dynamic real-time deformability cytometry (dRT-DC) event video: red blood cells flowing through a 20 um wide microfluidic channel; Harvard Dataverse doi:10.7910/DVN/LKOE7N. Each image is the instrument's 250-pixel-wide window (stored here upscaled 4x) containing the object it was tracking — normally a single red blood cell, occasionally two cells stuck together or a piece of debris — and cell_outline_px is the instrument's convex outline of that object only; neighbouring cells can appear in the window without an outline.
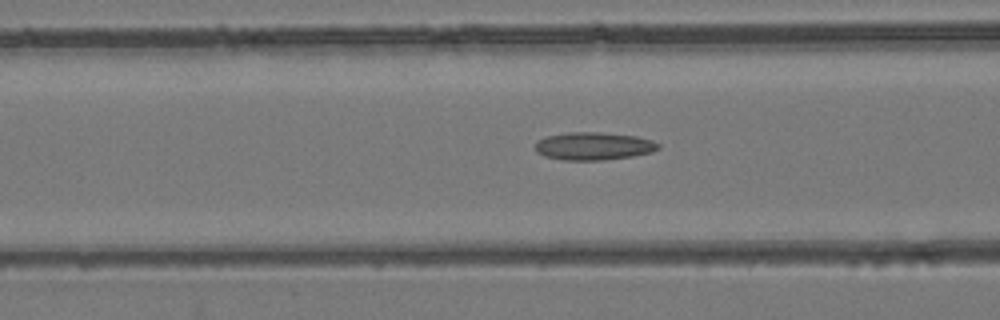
{"species": "common noctule bat (a hibernating species)", "species_latin": "Nyctalus noctula", "temperature_condition": "room temperature", "stored_images_in_passage": 47, "camera_frame_rate_fps": 3000, "um_per_image_px": 0.085, "animal": {"sex": "female", "body_mass_g": 24.6, "forearm_length_mm": 56.2}, "frame": {"image": 1, "passage_image": 20, "time_ms": 6.333, "image_size_px": [1000, 320], "cell_outline_px": [[660, 148], [652, 152], [632, 156], [604, 160], [564, 160], [544, 156], [536, 152], [536, 140], [544, 136], [568, 132], [600, 132], [636, 136], [652, 140], [660, 144]], "centroid_in_image_um": [50.44, 12.41], "position_along_channel_um": 116.2, "area_um2": 20.11}}
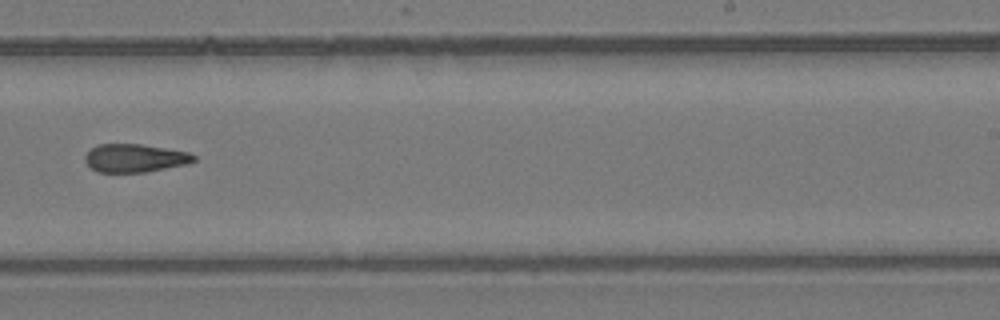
{"frame": {"image": 2, "passage_image": 31, "time_ms": 10.0, "image_size_px": [1000, 320], "cell_outline_px": [[196, 160], [188, 164], [144, 172], [96, 172], [84, 160], [84, 156], [92, 148], [100, 144], [140, 144], [188, 152], [196, 156]], "centroid_in_image_um": [11.47, 13.44], "position_along_channel_um": 277.5, "area_um2": 17.74}}
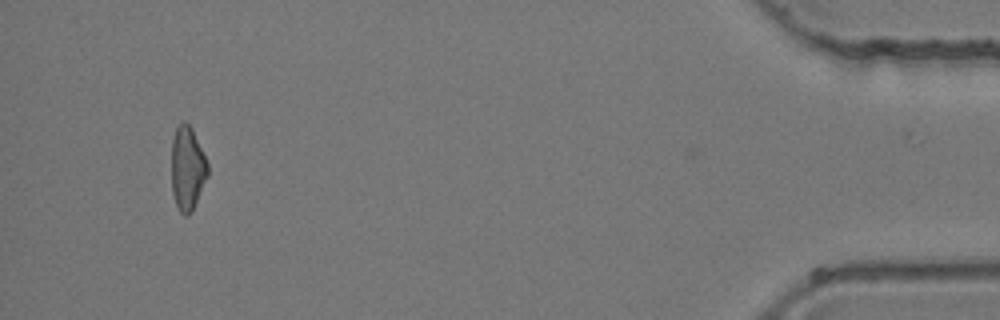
{"frame": {"image": 3, "passage_image": 46, "time_ms": 15.0, "image_size_px": [1000, 320], "cell_outline_px": [[208, 176], [192, 212], [188, 216], [184, 216], [180, 212], [176, 204], [172, 192], [172, 140], [176, 128], [184, 120], [192, 128], [208, 164]], "centroid_in_image_um": [15.93, 14.34], "position_along_channel_um": 419.3, "area_um2": 17.69}}